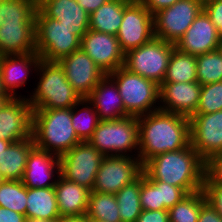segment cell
Listing matches in <instances>:
<instances>
[{
  "label": "cell",
  "instance_id": "28",
  "mask_svg": "<svg viewBox=\"0 0 222 222\" xmlns=\"http://www.w3.org/2000/svg\"><path fill=\"white\" fill-rule=\"evenodd\" d=\"M196 56L174 49L162 83L196 82Z\"/></svg>",
  "mask_w": 222,
  "mask_h": 222
},
{
  "label": "cell",
  "instance_id": "25",
  "mask_svg": "<svg viewBox=\"0 0 222 222\" xmlns=\"http://www.w3.org/2000/svg\"><path fill=\"white\" fill-rule=\"evenodd\" d=\"M32 137L11 143L0 157V173L5 180H22L27 157L34 147Z\"/></svg>",
  "mask_w": 222,
  "mask_h": 222
},
{
  "label": "cell",
  "instance_id": "17",
  "mask_svg": "<svg viewBox=\"0 0 222 222\" xmlns=\"http://www.w3.org/2000/svg\"><path fill=\"white\" fill-rule=\"evenodd\" d=\"M201 84L196 82L162 83L159 89V110L191 118L197 110Z\"/></svg>",
  "mask_w": 222,
  "mask_h": 222
},
{
  "label": "cell",
  "instance_id": "45",
  "mask_svg": "<svg viewBox=\"0 0 222 222\" xmlns=\"http://www.w3.org/2000/svg\"><path fill=\"white\" fill-rule=\"evenodd\" d=\"M177 1L179 0H144L142 4L154 14L163 8L172 6Z\"/></svg>",
  "mask_w": 222,
  "mask_h": 222
},
{
  "label": "cell",
  "instance_id": "31",
  "mask_svg": "<svg viewBox=\"0 0 222 222\" xmlns=\"http://www.w3.org/2000/svg\"><path fill=\"white\" fill-rule=\"evenodd\" d=\"M139 196L140 176L132 183L125 185L115 194L121 222H136L142 212Z\"/></svg>",
  "mask_w": 222,
  "mask_h": 222
},
{
  "label": "cell",
  "instance_id": "40",
  "mask_svg": "<svg viewBox=\"0 0 222 222\" xmlns=\"http://www.w3.org/2000/svg\"><path fill=\"white\" fill-rule=\"evenodd\" d=\"M203 10L215 25L218 35L222 38V0H210L204 3Z\"/></svg>",
  "mask_w": 222,
  "mask_h": 222
},
{
  "label": "cell",
  "instance_id": "43",
  "mask_svg": "<svg viewBox=\"0 0 222 222\" xmlns=\"http://www.w3.org/2000/svg\"><path fill=\"white\" fill-rule=\"evenodd\" d=\"M198 222H222V217L208 202H206L201 207Z\"/></svg>",
  "mask_w": 222,
  "mask_h": 222
},
{
  "label": "cell",
  "instance_id": "5",
  "mask_svg": "<svg viewBox=\"0 0 222 222\" xmlns=\"http://www.w3.org/2000/svg\"><path fill=\"white\" fill-rule=\"evenodd\" d=\"M108 75L115 81L125 112L129 116L139 117L159 110L157 101L160 85L129 71L124 66Z\"/></svg>",
  "mask_w": 222,
  "mask_h": 222
},
{
  "label": "cell",
  "instance_id": "11",
  "mask_svg": "<svg viewBox=\"0 0 222 222\" xmlns=\"http://www.w3.org/2000/svg\"><path fill=\"white\" fill-rule=\"evenodd\" d=\"M104 156L95 177L92 191L116 194L125 185L135 181L143 173L139 157Z\"/></svg>",
  "mask_w": 222,
  "mask_h": 222
},
{
  "label": "cell",
  "instance_id": "12",
  "mask_svg": "<svg viewBox=\"0 0 222 222\" xmlns=\"http://www.w3.org/2000/svg\"><path fill=\"white\" fill-rule=\"evenodd\" d=\"M124 54L155 38L153 14L142 3H128L116 35Z\"/></svg>",
  "mask_w": 222,
  "mask_h": 222
},
{
  "label": "cell",
  "instance_id": "44",
  "mask_svg": "<svg viewBox=\"0 0 222 222\" xmlns=\"http://www.w3.org/2000/svg\"><path fill=\"white\" fill-rule=\"evenodd\" d=\"M26 216L0 206V222H25Z\"/></svg>",
  "mask_w": 222,
  "mask_h": 222
},
{
  "label": "cell",
  "instance_id": "32",
  "mask_svg": "<svg viewBox=\"0 0 222 222\" xmlns=\"http://www.w3.org/2000/svg\"><path fill=\"white\" fill-rule=\"evenodd\" d=\"M206 202L203 190L187 194L168 210L170 222H198L201 207Z\"/></svg>",
  "mask_w": 222,
  "mask_h": 222
},
{
  "label": "cell",
  "instance_id": "42",
  "mask_svg": "<svg viewBox=\"0 0 222 222\" xmlns=\"http://www.w3.org/2000/svg\"><path fill=\"white\" fill-rule=\"evenodd\" d=\"M136 222H170L168 210H142Z\"/></svg>",
  "mask_w": 222,
  "mask_h": 222
},
{
  "label": "cell",
  "instance_id": "54",
  "mask_svg": "<svg viewBox=\"0 0 222 222\" xmlns=\"http://www.w3.org/2000/svg\"><path fill=\"white\" fill-rule=\"evenodd\" d=\"M217 50L219 51V53H220L221 56H222V38H221V40H220V44H219Z\"/></svg>",
  "mask_w": 222,
  "mask_h": 222
},
{
  "label": "cell",
  "instance_id": "46",
  "mask_svg": "<svg viewBox=\"0 0 222 222\" xmlns=\"http://www.w3.org/2000/svg\"><path fill=\"white\" fill-rule=\"evenodd\" d=\"M109 0H77V3L88 13L91 14L101 5Z\"/></svg>",
  "mask_w": 222,
  "mask_h": 222
},
{
  "label": "cell",
  "instance_id": "22",
  "mask_svg": "<svg viewBox=\"0 0 222 222\" xmlns=\"http://www.w3.org/2000/svg\"><path fill=\"white\" fill-rule=\"evenodd\" d=\"M87 100L93 105L100 120H115L129 116L115 81L107 74L92 90Z\"/></svg>",
  "mask_w": 222,
  "mask_h": 222
},
{
  "label": "cell",
  "instance_id": "3",
  "mask_svg": "<svg viewBox=\"0 0 222 222\" xmlns=\"http://www.w3.org/2000/svg\"><path fill=\"white\" fill-rule=\"evenodd\" d=\"M32 138L37 148L59 157L82 142L72 125L71 108L33 110Z\"/></svg>",
  "mask_w": 222,
  "mask_h": 222
},
{
  "label": "cell",
  "instance_id": "41",
  "mask_svg": "<svg viewBox=\"0 0 222 222\" xmlns=\"http://www.w3.org/2000/svg\"><path fill=\"white\" fill-rule=\"evenodd\" d=\"M203 192L207 202L220 214L222 217V185L203 184Z\"/></svg>",
  "mask_w": 222,
  "mask_h": 222
},
{
  "label": "cell",
  "instance_id": "36",
  "mask_svg": "<svg viewBox=\"0 0 222 222\" xmlns=\"http://www.w3.org/2000/svg\"><path fill=\"white\" fill-rule=\"evenodd\" d=\"M222 110V81L201 86L200 101L194 114H209Z\"/></svg>",
  "mask_w": 222,
  "mask_h": 222
},
{
  "label": "cell",
  "instance_id": "30",
  "mask_svg": "<svg viewBox=\"0 0 222 222\" xmlns=\"http://www.w3.org/2000/svg\"><path fill=\"white\" fill-rule=\"evenodd\" d=\"M84 104L85 106H83ZM80 105H82V109H79L78 111L77 107H80ZM90 106L91 103L87 100V98H82L79 103L75 104L71 108L72 125L75 134L81 141H88L101 121L93 105L92 107Z\"/></svg>",
  "mask_w": 222,
  "mask_h": 222
},
{
  "label": "cell",
  "instance_id": "33",
  "mask_svg": "<svg viewBox=\"0 0 222 222\" xmlns=\"http://www.w3.org/2000/svg\"><path fill=\"white\" fill-rule=\"evenodd\" d=\"M37 0H0V26L11 22H35Z\"/></svg>",
  "mask_w": 222,
  "mask_h": 222
},
{
  "label": "cell",
  "instance_id": "35",
  "mask_svg": "<svg viewBox=\"0 0 222 222\" xmlns=\"http://www.w3.org/2000/svg\"><path fill=\"white\" fill-rule=\"evenodd\" d=\"M196 66L201 85L222 81V56L218 50L197 55Z\"/></svg>",
  "mask_w": 222,
  "mask_h": 222
},
{
  "label": "cell",
  "instance_id": "10",
  "mask_svg": "<svg viewBox=\"0 0 222 222\" xmlns=\"http://www.w3.org/2000/svg\"><path fill=\"white\" fill-rule=\"evenodd\" d=\"M203 10L198 0H179L153 14L155 38L176 43Z\"/></svg>",
  "mask_w": 222,
  "mask_h": 222
},
{
  "label": "cell",
  "instance_id": "2",
  "mask_svg": "<svg viewBox=\"0 0 222 222\" xmlns=\"http://www.w3.org/2000/svg\"><path fill=\"white\" fill-rule=\"evenodd\" d=\"M149 180H158L181 187L187 194L203 189L205 160L189 145L150 158L143 165Z\"/></svg>",
  "mask_w": 222,
  "mask_h": 222
},
{
  "label": "cell",
  "instance_id": "20",
  "mask_svg": "<svg viewBox=\"0 0 222 222\" xmlns=\"http://www.w3.org/2000/svg\"><path fill=\"white\" fill-rule=\"evenodd\" d=\"M54 173L60 175L59 156L34 146L27 157L26 168L22 178L23 184L27 188L54 187L57 182L56 179L52 181Z\"/></svg>",
  "mask_w": 222,
  "mask_h": 222
},
{
  "label": "cell",
  "instance_id": "29",
  "mask_svg": "<svg viewBox=\"0 0 222 222\" xmlns=\"http://www.w3.org/2000/svg\"><path fill=\"white\" fill-rule=\"evenodd\" d=\"M115 194L90 191L86 216L106 222H121Z\"/></svg>",
  "mask_w": 222,
  "mask_h": 222
},
{
  "label": "cell",
  "instance_id": "47",
  "mask_svg": "<svg viewBox=\"0 0 222 222\" xmlns=\"http://www.w3.org/2000/svg\"><path fill=\"white\" fill-rule=\"evenodd\" d=\"M57 222H86V215L82 216H60Z\"/></svg>",
  "mask_w": 222,
  "mask_h": 222
},
{
  "label": "cell",
  "instance_id": "53",
  "mask_svg": "<svg viewBox=\"0 0 222 222\" xmlns=\"http://www.w3.org/2000/svg\"><path fill=\"white\" fill-rule=\"evenodd\" d=\"M128 3H142L144 0H126Z\"/></svg>",
  "mask_w": 222,
  "mask_h": 222
},
{
  "label": "cell",
  "instance_id": "34",
  "mask_svg": "<svg viewBox=\"0 0 222 222\" xmlns=\"http://www.w3.org/2000/svg\"><path fill=\"white\" fill-rule=\"evenodd\" d=\"M27 187L22 180L0 183V206L26 216Z\"/></svg>",
  "mask_w": 222,
  "mask_h": 222
},
{
  "label": "cell",
  "instance_id": "8",
  "mask_svg": "<svg viewBox=\"0 0 222 222\" xmlns=\"http://www.w3.org/2000/svg\"><path fill=\"white\" fill-rule=\"evenodd\" d=\"M174 43L154 38L125 54L124 67L161 85L166 75Z\"/></svg>",
  "mask_w": 222,
  "mask_h": 222
},
{
  "label": "cell",
  "instance_id": "6",
  "mask_svg": "<svg viewBox=\"0 0 222 222\" xmlns=\"http://www.w3.org/2000/svg\"><path fill=\"white\" fill-rule=\"evenodd\" d=\"M88 142L103 156H127L128 151H139L138 117L101 120Z\"/></svg>",
  "mask_w": 222,
  "mask_h": 222
},
{
  "label": "cell",
  "instance_id": "56",
  "mask_svg": "<svg viewBox=\"0 0 222 222\" xmlns=\"http://www.w3.org/2000/svg\"><path fill=\"white\" fill-rule=\"evenodd\" d=\"M198 1L201 2L202 4H204V3H206V2H208L210 0H198Z\"/></svg>",
  "mask_w": 222,
  "mask_h": 222
},
{
  "label": "cell",
  "instance_id": "37",
  "mask_svg": "<svg viewBox=\"0 0 222 222\" xmlns=\"http://www.w3.org/2000/svg\"><path fill=\"white\" fill-rule=\"evenodd\" d=\"M140 203L142 210H164L160 188H157L145 175H140Z\"/></svg>",
  "mask_w": 222,
  "mask_h": 222
},
{
  "label": "cell",
  "instance_id": "39",
  "mask_svg": "<svg viewBox=\"0 0 222 222\" xmlns=\"http://www.w3.org/2000/svg\"><path fill=\"white\" fill-rule=\"evenodd\" d=\"M204 184L222 185V152L210 156L205 161Z\"/></svg>",
  "mask_w": 222,
  "mask_h": 222
},
{
  "label": "cell",
  "instance_id": "51",
  "mask_svg": "<svg viewBox=\"0 0 222 222\" xmlns=\"http://www.w3.org/2000/svg\"><path fill=\"white\" fill-rule=\"evenodd\" d=\"M11 98L12 97H0V109L4 105V103Z\"/></svg>",
  "mask_w": 222,
  "mask_h": 222
},
{
  "label": "cell",
  "instance_id": "9",
  "mask_svg": "<svg viewBox=\"0 0 222 222\" xmlns=\"http://www.w3.org/2000/svg\"><path fill=\"white\" fill-rule=\"evenodd\" d=\"M103 158L88 141H82L59 157L60 175L92 191Z\"/></svg>",
  "mask_w": 222,
  "mask_h": 222
},
{
  "label": "cell",
  "instance_id": "26",
  "mask_svg": "<svg viewBox=\"0 0 222 222\" xmlns=\"http://www.w3.org/2000/svg\"><path fill=\"white\" fill-rule=\"evenodd\" d=\"M59 217L54 187L27 188L26 218L51 220Z\"/></svg>",
  "mask_w": 222,
  "mask_h": 222
},
{
  "label": "cell",
  "instance_id": "52",
  "mask_svg": "<svg viewBox=\"0 0 222 222\" xmlns=\"http://www.w3.org/2000/svg\"><path fill=\"white\" fill-rule=\"evenodd\" d=\"M86 222H106V221H101V220H97V219H94V218H89L86 216Z\"/></svg>",
  "mask_w": 222,
  "mask_h": 222
},
{
  "label": "cell",
  "instance_id": "49",
  "mask_svg": "<svg viewBox=\"0 0 222 222\" xmlns=\"http://www.w3.org/2000/svg\"><path fill=\"white\" fill-rule=\"evenodd\" d=\"M25 222H57V219H40V218H26Z\"/></svg>",
  "mask_w": 222,
  "mask_h": 222
},
{
  "label": "cell",
  "instance_id": "55",
  "mask_svg": "<svg viewBox=\"0 0 222 222\" xmlns=\"http://www.w3.org/2000/svg\"><path fill=\"white\" fill-rule=\"evenodd\" d=\"M4 180L3 175L0 173V183H2Z\"/></svg>",
  "mask_w": 222,
  "mask_h": 222
},
{
  "label": "cell",
  "instance_id": "50",
  "mask_svg": "<svg viewBox=\"0 0 222 222\" xmlns=\"http://www.w3.org/2000/svg\"><path fill=\"white\" fill-rule=\"evenodd\" d=\"M0 97H11L5 90L2 82V77L0 74Z\"/></svg>",
  "mask_w": 222,
  "mask_h": 222
},
{
  "label": "cell",
  "instance_id": "27",
  "mask_svg": "<svg viewBox=\"0 0 222 222\" xmlns=\"http://www.w3.org/2000/svg\"><path fill=\"white\" fill-rule=\"evenodd\" d=\"M126 0H109L89 16V29L117 35L123 20Z\"/></svg>",
  "mask_w": 222,
  "mask_h": 222
},
{
  "label": "cell",
  "instance_id": "48",
  "mask_svg": "<svg viewBox=\"0 0 222 222\" xmlns=\"http://www.w3.org/2000/svg\"><path fill=\"white\" fill-rule=\"evenodd\" d=\"M11 143L12 142L7 140L0 139V157L4 154V150H6Z\"/></svg>",
  "mask_w": 222,
  "mask_h": 222
},
{
  "label": "cell",
  "instance_id": "16",
  "mask_svg": "<svg viewBox=\"0 0 222 222\" xmlns=\"http://www.w3.org/2000/svg\"><path fill=\"white\" fill-rule=\"evenodd\" d=\"M7 100L0 109V139L18 142L32 137L33 109L27 98Z\"/></svg>",
  "mask_w": 222,
  "mask_h": 222
},
{
  "label": "cell",
  "instance_id": "19",
  "mask_svg": "<svg viewBox=\"0 0 222 222\" xmlns=\"http://www.w3.org/2000/svg\"><path fill=\"white\" fill-rule=\"evenodd\" d=\"M37 10L44 16L58 20L80 39L89 29V16L77 0H37Z\"/></svg>",
  "mask_w": 222,
  "mask_h": 222
},
{
  "label": "cell",
  "instance_id": "23",
  "mask_svg": "<svg viewBox=\"0 0 222 222\" xmlns=\"http://www.w3.org/2000/svg\"><path fill=\"white\" fill-rule=\"evenodd\" d=\"M35 51V22H3L0 26V56Z\"/></svg>",
  "mask_w": 222,
  "mask_h": 222
},
{
  "label": "cell",
  "instance_id": "24",
  "mask_svg": "<svg viewBox=\"0 0 222 222\" xmlns=\"http://www.w3.org/2000/svg\"><path fill=\"white\" fill-rule=\"evenodd\" d=\"M54 186L60 216L86 214L90 190L57 175Z\"/></svg>",
  "mask_w": 222,
  "mask_h": 222
},
{
  "label": "cell",
  "instance_id": "18",
  "mask_svg": "<svg viewBox=\"0 0 222 222\" xmlns=\"http://www.w3.org/2000/svg\"><path fill=\"white\" fill-rule=\"evenodd\" d=\"M221 37L204 10L194 19L184 35L174 44L180 52L200 55L216 51Z\"/></svg>",
  "mask_w": 222,
  "mask_h": 222
},
{
  "label": "cell",
  "instance_id": "15",
  "mask_svg": "<svg viewBox=\"0 0 222 222\" xmlns=\"http://www.w3.org/2000/svg\"><path fill=\"white\" fill-rule=\"evenodd\" d=\"M81 49L106 75L124 66L125 54L115 35L88 29L81 38Z\"/></svg>",
  "mask_w": 222,
  "mask_h": 222
},
{
  "label": "cell",
  "instance_id": "1",
  "mask_svg": "<svg viewBox=\"0 0 222 222\" xmlns=\"http://www.w3.org/2000/svg\"><path fill=\"white\" fill-rule=\"evenodd\" d=\"M139 151L136 155L144 165L159 154L190 145V118L157 110L138 117Z\"/></svg>",
  "mask_w": 222,
  "mask_h": 222
},
{
  "label": "cell",
  "instance_id": "13",
  "mask_svg": "<svg viewBox=\"0 0 222 222\" xmlns=\"http://www.w3.org/2000/svg\"><path fill=\"white\" fill-rule=\"evenodd\" d=\"M57 63L63 69L67 81L83 99L106 75L82 49L59 59Z\"/></svg>",
  "mask_w": 222,
  "mask_h": 222
},
{
  "label": "cell",
  "instance_id": "38",
  "mask_svg": "<svg viewBox=\"0 0 222 222\" xmlns=\"http://www.w3.org/2000/svg\"><path fill=\"white\" fill-rule=\"evenodd\" d=\"M150 181L157 188H160L161 203H164V210H169L187 195V193L181 187L170 185L158 180Z\"/></svg>",
  "mask_w": 222,
  "mask_h": 222
},
{
  "label": "cell",
  "instance_id": "7",
  "mask_svg": "<svg viewBox=\"0 0 222 222\" xmlns=\"http://www.w3.org/2000/svg\"><path fill=\"white\" fill-rule=\"evenodd\" d=\"M36 52L46 62L59 59L81 49V39L58 20L35 13Z\"/></svg>",
  "mask_w": 222,
  "mask_h": 222
},
{
  "label": "cell",
  "instance_id": "4",
  "mask_svg": "<svg viewBox=\"0 0 222 222\" xmlns=\"http://www.w3.org/2000/svg\"><path fill=\"white\" fill-rule=\"evenodd\" d=\"M37 71L41 77L30 98H27L33 110L72 108L82 100L57 62L41 60Z\"/></svg>",
  "mask_w": 222,
  "mask_h": 222
},
{
  "label": "cell",
  "instance_id": "21",
  "mask_svg": "<svg viewBox=\"0 0 222 222\" xmlns=\"http://www.w3.org/2000/svg\"><path fill=\"white\" fill-rule=\"evenodd\" d=\"M41 60L36 51L0 56V74L3 86L12 98L19 97L16 95L15 89L26 84L29 71H33V67L34 70H37Z\"/></svg>",
  "mask_w": 222,
  "mask_h": 222
},
{
  "label": "cell",
  "instance_id": "14",
  "mask_svg": "<svg viewBox=\"0 0 222 222\" xmlns=\"http://www.w3.org/2000/svg\"><path fill=\"white\" fill-rule=\"evenodd\" d=\"M190 145L205 161L222 152V110L190 118Z\"/></svg>",
  "mask_w": 222,
  "mask_h": 222
}]
</instances>
